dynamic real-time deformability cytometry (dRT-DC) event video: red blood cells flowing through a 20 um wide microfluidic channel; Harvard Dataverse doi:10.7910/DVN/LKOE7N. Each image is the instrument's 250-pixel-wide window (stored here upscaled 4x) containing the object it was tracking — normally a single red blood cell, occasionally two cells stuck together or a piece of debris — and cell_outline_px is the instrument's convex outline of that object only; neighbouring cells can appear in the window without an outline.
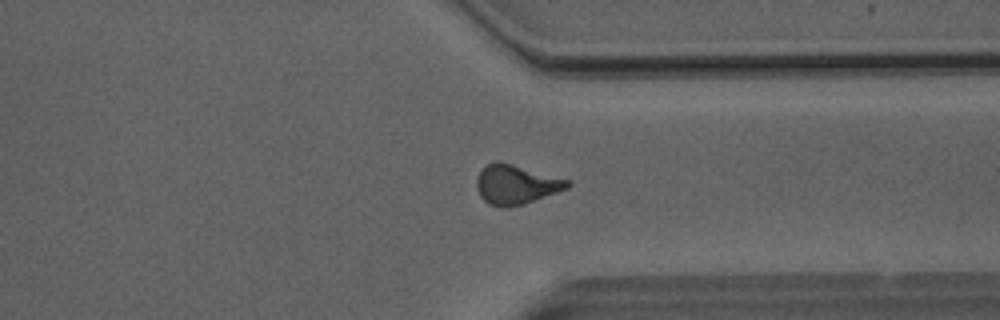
{"species": "Egyptian fruit bat (a non-hibernating species)", "species_latin": "Rousettus aegyptiacus", "temperature_condition": "room temperature", "stored_images_in_passage": 48, "camera_frame_rate_fps": 3000, "um_per_image_px": 0.085, "animal": {"sex": "male"}, "frame": {"image": 1, "passage_image": 36, "time_ms": 11.667, "image_size_px": [1000, 320], "cell_outline_px": [[572, 184], [568, 188], [524, 204], [508, 208], [500, 208], [488, 204], [480, 196], [476, 188], [476, 180], [484, 164], [496, 160], [500, 160], [572, 180]], "centroid_in_image_um": [43.86, 15.67], "position_along_channel_um": 367.5, "area_um2": 21.44}}
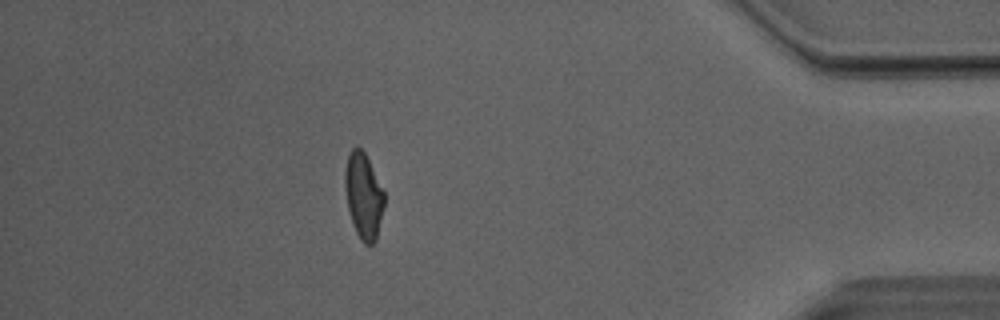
{"frame": {"image": 2, "passage_image": 42, "time_ms": 13.667, "image_size_px": [1000, 320], "cell_outline_px": [[384, 204], [376, 240], [372, 244], [364, 244], [360, 240], [352, 224], [348, 208], [344, 184], [344, 172], [348, 152], [356, 144], [364, 152], [384, 192]], "centroid_in_image_um": [30.87, 16.63], "position_along_channel_um": 404.3, "area_um2": 19.59}, "authors_computed_cell_mechanics": {"area_um2": 20.5479, "velocity_mm_per_s": 4.0745, "shape_relaxation_time_tau1_ms": 6.687, "shape_relaxation_time_tau2_ms": 1.5686, "deformation_change_tau1": 0.1797, "deformation_change_tau2": 0.0839}}